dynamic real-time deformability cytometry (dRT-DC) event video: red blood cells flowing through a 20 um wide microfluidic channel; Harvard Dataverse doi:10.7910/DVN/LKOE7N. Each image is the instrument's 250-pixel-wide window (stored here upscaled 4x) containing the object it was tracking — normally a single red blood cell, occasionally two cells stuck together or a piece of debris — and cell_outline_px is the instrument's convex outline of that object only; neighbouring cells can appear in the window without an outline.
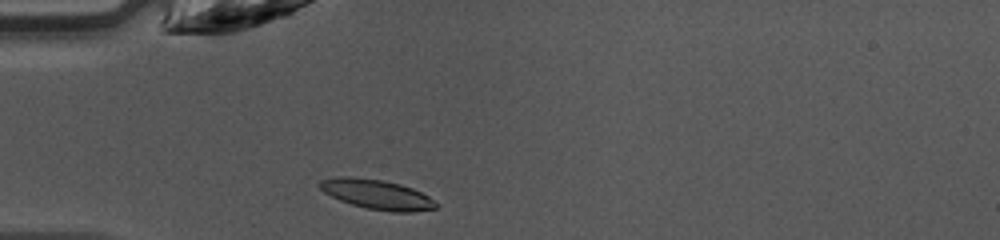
{"species": "common noctule bat (a hibernating species)", "species_latin": "Nyctalus noctula", "temperature_condition": "warm", "stored_images_in_passage": 34, "camera_frame_rate_fps": 3000, "um_per_image_px": 0.085, "animal": {"sex": "female", "body_mass_g": 10.0, "forearm_length_mm": 53.1}, "frame": {"image": 1, "passage_image": 1, "time_ms": 0.0, "image_size_px": [1000, 240], "cell_outline_px": [[440, 204], [436, 208], [412, 212], [392, 212], [368, 208], [352, 204], [340, 200], [324, 192], [320, 188], [320, 180], [336, 176], [352, 176], [380, 180], [400, 184], [412, 188], [428, 196]], "centroid_in_image_um": [32.05, 16.52], "position_along_channel_um": 52.9, "area_um2": 20.0}}
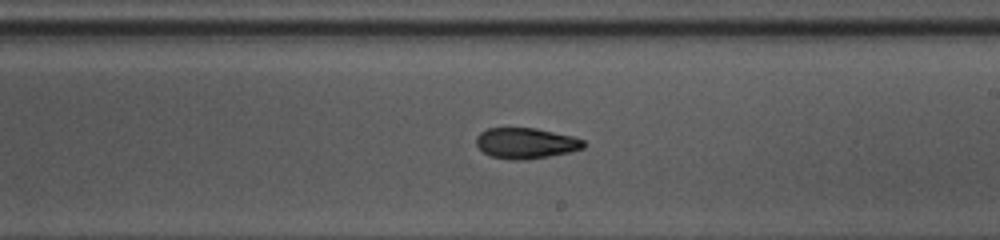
{"frame": {"image": 2, "passage_image": 15, "time_ms": 4.667, "image_size_px": [1000, 240], "cell_outline_px": [[588, 144], [584, 148], [572, 152], [524, 160], [508, 160], [492, 156], [484, 152], [476, 144], [476, 136], [480, 132], [488, 128], [536, 128], [572, 136], [584, 140]], "centroid_in_image_um": [44.73, 12.17], "position_along_channel_um": 244.3, "area_um2": 19.36}}
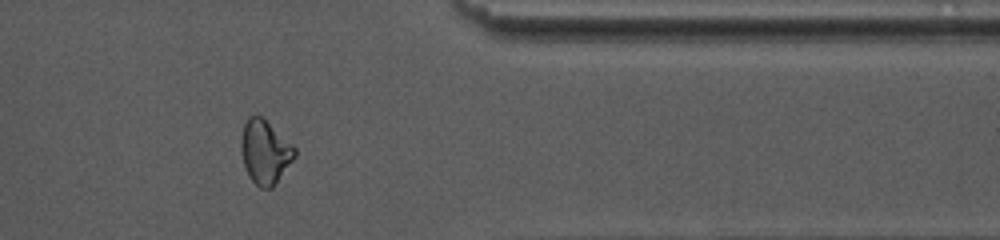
{"frame": {"image": 3, "passage_image": 26, "time_ms": 8.333, "image_size_px": [1000, 240], "cell_outline_px": [[296, 156], [272, 188], [260, 188], [248, 176], [240, 152], [240, 140], [244, 124], [248, 116], [260, 116], [292, 144], [296, 148]], "centroid_in_image_um": [22.51, 12.93], "position_along_channel_um": 388.9, "area_um2": 19.77}, "authors_computed_cell_mechanics": {"area_um2": 19.5942, "velocity_mm_per_s": 4.2716, "shape_relaxation_time_tau1_ms": null, "shape_relaxation_time_tau2_ms": 2.62, "deformation_change_tau1": null, "deformation_change_tau2": 0.0899}}